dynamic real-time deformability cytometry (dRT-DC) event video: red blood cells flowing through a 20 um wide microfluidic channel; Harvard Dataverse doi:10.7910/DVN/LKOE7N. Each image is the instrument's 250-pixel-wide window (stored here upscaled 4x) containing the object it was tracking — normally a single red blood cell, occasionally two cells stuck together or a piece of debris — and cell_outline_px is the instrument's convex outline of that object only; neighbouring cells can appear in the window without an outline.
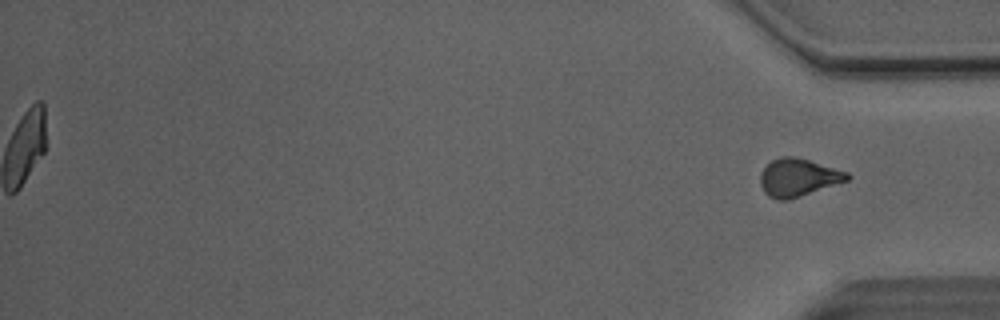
{"species": "Egyptian fruit bat (a non-hibernating species)", "species_latin": "Rousettus aegyptiacus", "temperature_condition": "room temperature", "stored_images_in_passage": 38, "segment_of_instrument_passage": [2, 2], "camera_frame_rate_fps": 3000, "um_per_image_px": 0.085, "animal": {"sex": "male"}, "frame": {"image": 1, "passage_image": 38, "time_ms": 12.333, "image_size_px": [1000, 320], "cell_outline_px": [[852, 176], [848, 180], [788, 200], [776, 200], [768, 196], [764, 192], [760, 184], [760, 172], [772, 160], [780, 156], [796, 156], [848, 172]], "centroid_in_image_um": [67.82, 15.08], "position_along_channel_um": 367.4, "area_um2": 19.13}}